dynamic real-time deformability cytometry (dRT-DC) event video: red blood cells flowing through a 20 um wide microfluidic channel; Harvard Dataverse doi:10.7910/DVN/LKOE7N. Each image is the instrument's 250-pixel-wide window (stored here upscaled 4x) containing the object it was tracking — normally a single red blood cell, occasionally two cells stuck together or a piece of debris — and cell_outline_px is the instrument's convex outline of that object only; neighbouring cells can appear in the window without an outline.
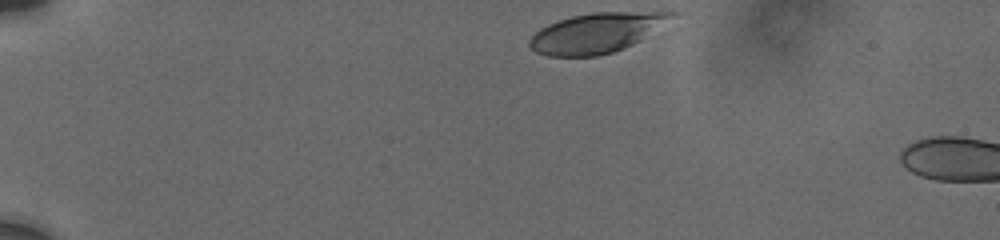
{"species": "human", "species_latin": "Homo sapiens", "temperature_condition": "cold", "stored_images_in_passage": 9, "camera_frame_rate_fps": 3000, "um_per_image_px": 0.085, "donor": {"sex": "male"}, "frame": {"image": 1, "passage_image": 1, "time_ms": 0.0, "image_size_px": [1000, 240], "cell_outline_px": [[680, 12], [640, 40], [624, 48], [612, 52], [596, 56], [548, 56], [536, 52], [528, 48], [528, 40], [540, 28], [548, 24], [572, 16], [592, 12]], "centroid_in_image_um": [50.64, 2.8], "position_along_channel_um": 34.4, "area_um2": 32.6}}